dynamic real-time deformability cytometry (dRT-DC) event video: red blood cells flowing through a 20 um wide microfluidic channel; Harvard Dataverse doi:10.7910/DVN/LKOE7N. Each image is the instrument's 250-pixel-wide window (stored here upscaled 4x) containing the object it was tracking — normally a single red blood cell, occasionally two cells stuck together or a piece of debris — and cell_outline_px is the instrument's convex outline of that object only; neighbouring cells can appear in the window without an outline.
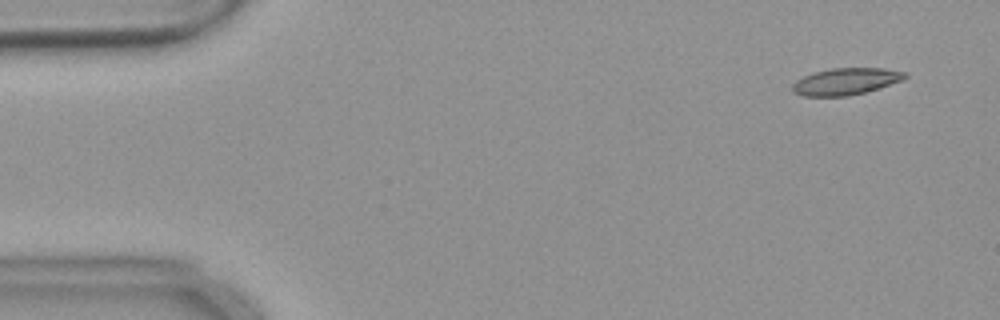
{"species": "common noctule bat (a hibernating species)", "species_latin": "Nyctalus noctula", "temperature_condition": "warm", "stored_images_in_passage": 55, "camera_frame_rate_fps": 3000, "um_per_image_px": 0.085, "animal": {"sex": "female", "body_mass_g": 18.4}, "frame": {"image": 1, "passage_image": 4, "time_ms": 1.0, "image_size_px": [1000, 320], "cell_outline_px": [[908, 76], [904, 80], [880, 88], [848, 96], [804, 96], [792, 92], [792, 84], [796, 80], [812, 72], [832, 68], [884, 68], [908, 72]], "centroid_in_image_um": [71.92, 6.91], "position_along_channel_um": 13.1, "area_um2": 17.8}}
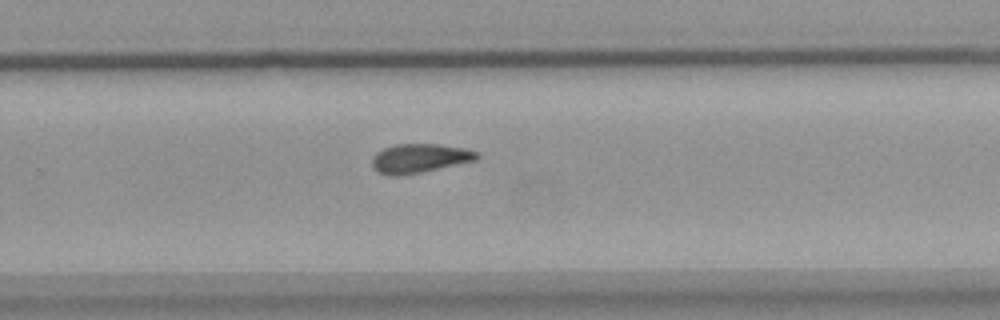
{"frame": {"image": 2, "passage_image": 36, "time_ms": 11.667, "image_size_px": [1000, 320], "cell_outline_px": [[480, 156], [476, 160], [420, 172], [396, 176], [388, 176], [380, 172], [372, 164], [372, 156], [376, 152], [384, 148], [396, 144], [440, 144], [464, 148], [476, 152]], "centroid_in_image_um": [35.65, 13.44], "position_along_channel_um": 294.2, "area_um2": 17.51}}
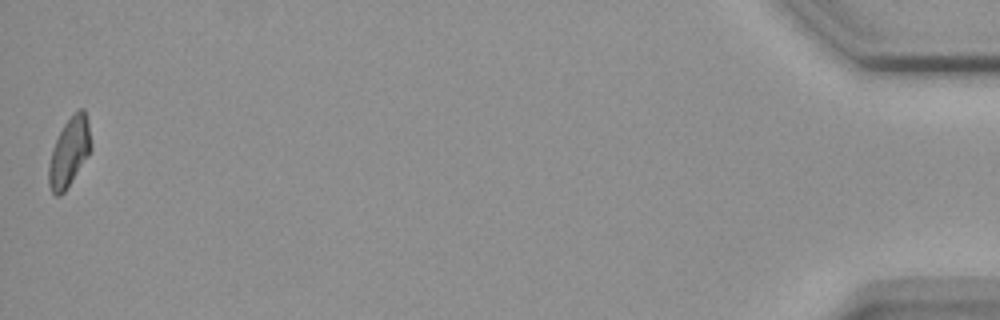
{"frame": {"image": 3, "passage_image": 55, "time_ms": 18.0, "image_size_px": [1000, 320], "cell_outline_px": [[92, 148], [88, 156], [64, 192], [60, 196], [56, 196], [52, 192], [48, 184], [48, 164], [52, 148], [64, 124], [80, 108], [84, 108], [88, 120], [92, 144]], "centroid_in_image_um": [5.89, 12.94], "position_along_channel_um": 429.3, "area_um2": 16.94}, "authors_computed_cell_mechanics": {"area_um2": 17.7446, "velocity_mm_per_s": 3.6722, "shape_relaxation_time_tau1_ms": null, "shape_relaxation_time_tau2_ms": 5.4652, "deformation_change_tau1": null, "deformation_change_tau2": 0.1224}}